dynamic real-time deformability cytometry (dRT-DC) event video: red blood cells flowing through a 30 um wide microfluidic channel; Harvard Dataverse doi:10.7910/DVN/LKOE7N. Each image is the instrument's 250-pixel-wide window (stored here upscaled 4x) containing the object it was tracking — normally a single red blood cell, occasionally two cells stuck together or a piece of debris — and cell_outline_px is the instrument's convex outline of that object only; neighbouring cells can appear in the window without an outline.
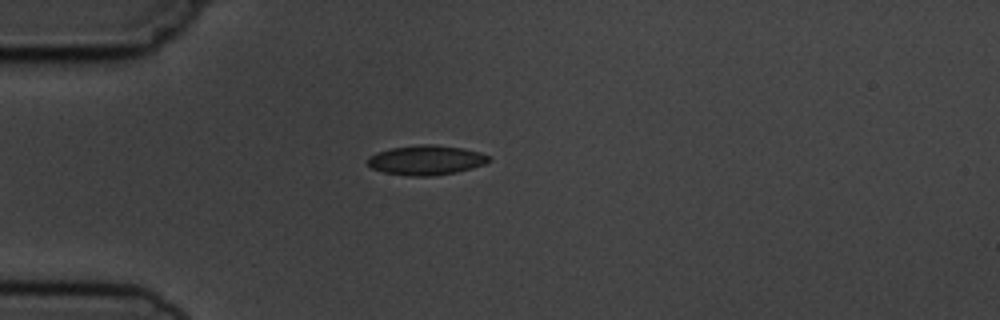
{"species": "common noctule bat (a hibernating species)", "species_latin": "Nyctalus noctula", "temperature_condition": "cold", "stored_images_in_passage": 5, "camera_frame_rate_fps": 3000, "um_per_image_px": 0.085, "animal": {"sex": "male", "body_mass_g": 19.5, "forearm_length_mm": 54.6}, "frame": {"image": 1, "passage_image": 5, "time_ms": 4.667, "image_size_px": [1000, 320], "cell_outline_px": [[492, 160], [484, 164], [472, 168], [456, 172], [432, 176], [408, 176], [384, 172], [372, 168], [368, 164], [368, 156], [376, 152], [392, 148], [420, 144], [432, 144], [464, 148], [480, 152], [488, 156]], "centroid_in_image_um": [36.23, 13.6], "position_along_channel_um": 48.8, "area_um2": 20.98}}